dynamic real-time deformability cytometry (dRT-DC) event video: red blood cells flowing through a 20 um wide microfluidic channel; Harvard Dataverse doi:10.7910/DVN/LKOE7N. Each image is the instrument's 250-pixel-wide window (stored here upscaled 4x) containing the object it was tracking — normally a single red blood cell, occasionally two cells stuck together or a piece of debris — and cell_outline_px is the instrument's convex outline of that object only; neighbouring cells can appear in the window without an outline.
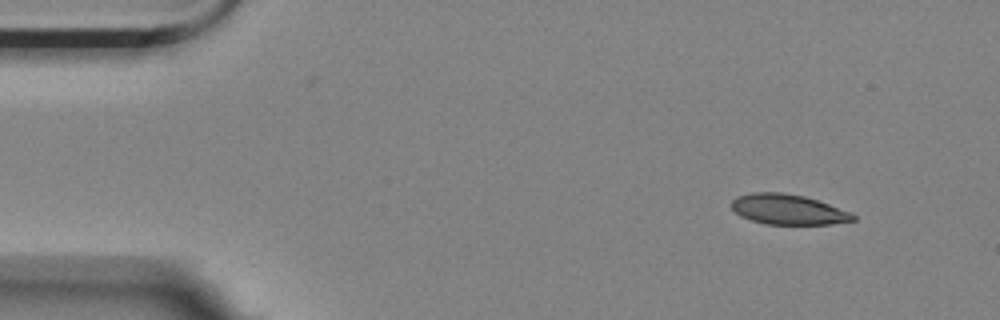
{"species": "Egyptian fruit bat (a non-hibernating species)", "species_latin": "Rousettus aegyptiacus", "temperature_condition": "room temperature", "stored_images_in_passage": 5, "camera_frame_rate_fps": 3000, "um_per_image_px": 0.085, "animal": {"sex": "female"}, "frame": {"image": 1, "passage_image": 1, "time_ms": 0.0, "image_size_px": [1000, 320], "cell_outline_px": [[856, 220], [832, 224], [768, 224], [752, 220], [740, 216], [732, 208], [732, 200], [736, 196], [752, 192], [780, 192], [804, 196], [852, 212], [856, 216]], "centroid_in_image_um": [66.99, 17.8], "position_along_channel_um": 18.0, "area_um2": 21.33}}
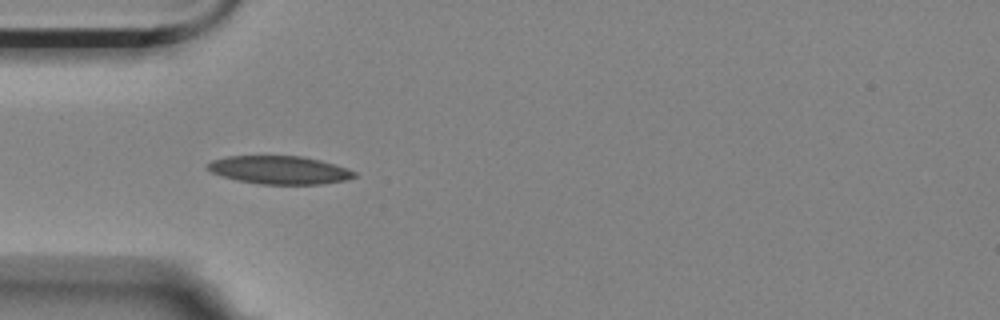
{"frame": {"image": 2, "passage_image": 4, "time_ms": 1.0, "image_size_px": [1000, 320], "cell_outline_px": [[356, 176], [344, 180], [320, 184], [260, 184], [240, 180], [224, 176], [212, 172], [208, 168], [208, 164], [212, 160], [224, 156], [304, 156], [336, 164], [348, 168], [356, 172]], "centroid_in_image_um": [23.79, 14.44], "position_along_channel_um": 61.2, "area_um2": 23.87}}
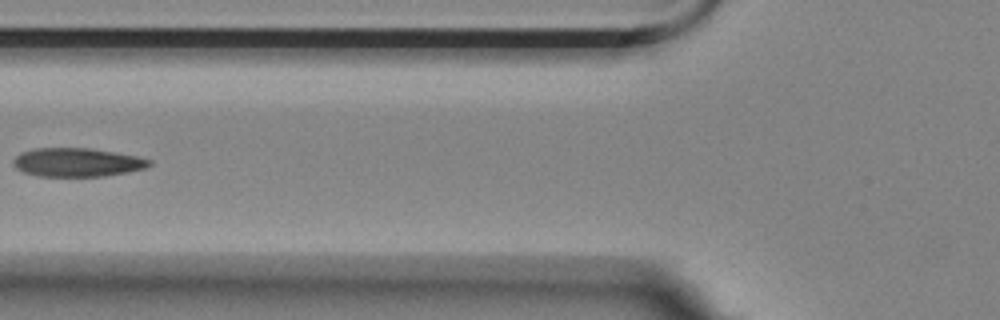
{"frame": {"image": 3, "passage_image": 5, "time_ms": 1.333, "image_size_px": [1000, 320], "cell_outline_px": [[152, 164], [144, 168], [104, 176], [40, 176], [24, 172], [16, 168], [12, 164], [12, 160], [20, 152], [36, 148], [88, 148], [136, 156], [152, 160]], "centroid_in_image_um": [6.51, 13.79], "position_along_channel_um": 119.3, "area_um2": 22.48}}